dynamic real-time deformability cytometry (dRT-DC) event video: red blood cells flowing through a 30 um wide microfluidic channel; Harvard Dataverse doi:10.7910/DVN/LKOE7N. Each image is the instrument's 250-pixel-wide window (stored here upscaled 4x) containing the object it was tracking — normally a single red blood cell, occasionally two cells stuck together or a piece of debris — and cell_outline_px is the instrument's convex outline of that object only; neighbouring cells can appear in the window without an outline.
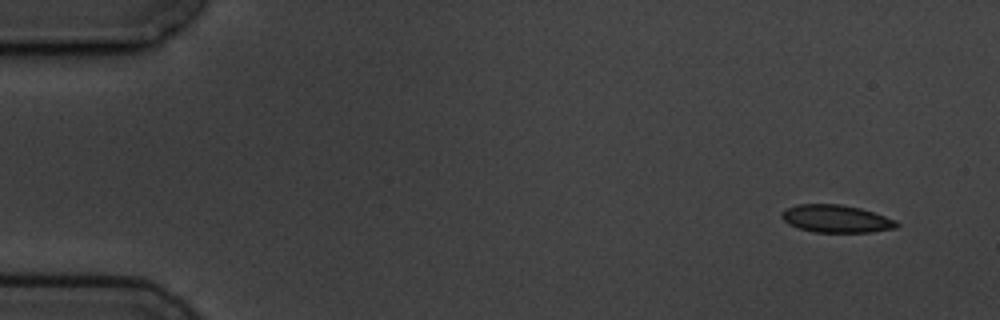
{"species": "common noctule bat (a hibernating species)", "species_latin": "Nyctalus noctula", "temperature_condition": "cold", "stored_images_in_passage": 9, "camera_frame_rate_fps": 3000, "um_per_image_px": 0.085, "animal": {"sex": "male", "body_mass_g": 19.5, "forearm_length_mm": 54.6}, "frame": {"image": 1, "passage_image": 1, "time_ms": 0.0, "image_size_px": [1000, 320], "cell_outline_px": [[900, 224], [896, 228], [872, 232], [812, 232], [788, 224], [780, 216], [784, 208], [796, 204], [840, 204], [860, 208], [896, 220]], "centroid_in_image_um": [71.05, 18.59], "position_along_channel_um": 14.0, "area_um2": 18.55}}
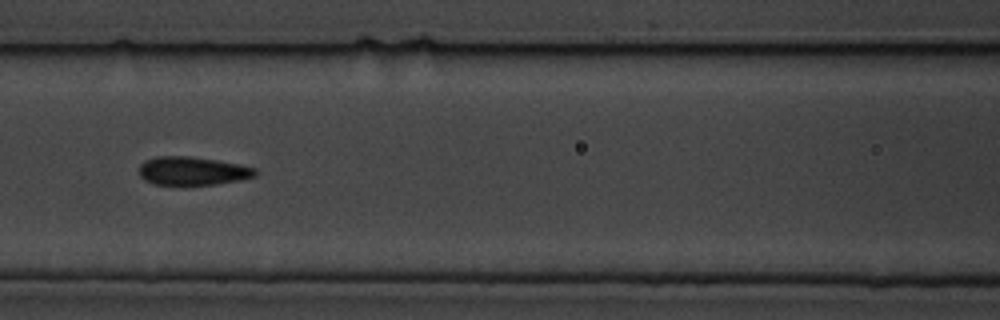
{"frame": {"image": 2, "passage_image": 7, "time_ms": 7.0, "image_size_px": [1000, 320], "cell_outline_px": [[256, 176], [240, 180], [216, 184], [184, 188], [152, 184], [144, 180], [140, 176], [140, 164], [144, 160], [156, 156], [192, 156], [240, 164], [256, 168]], "centroid_in_image_um": [16.32, 14.57], "position_along_channel_um": 150.3, "area_um2": 20.17}}
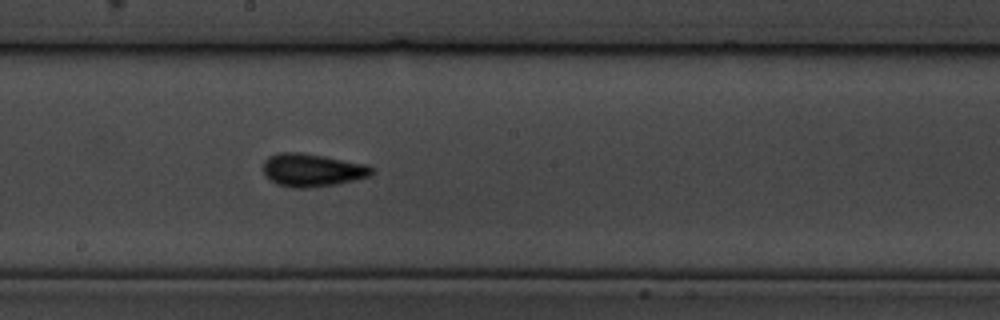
{"frame": {"image": 3, "passage_image": 9, "time_ms": 9.0, "image_size_px": [1000, 320], "cell_outline_px": [[372, 176], [336, 184], [308, 188], [292, 188], [276, 184], [264, 176], [264, 160], [268, 156], [276, 152], [300, 152], [324, 156], [368, 164], [372, 168]], "centroid_in_image_um": [26.51, 14.45], "position_along_channel_um": 221.7, "area_um2": 21.1}}